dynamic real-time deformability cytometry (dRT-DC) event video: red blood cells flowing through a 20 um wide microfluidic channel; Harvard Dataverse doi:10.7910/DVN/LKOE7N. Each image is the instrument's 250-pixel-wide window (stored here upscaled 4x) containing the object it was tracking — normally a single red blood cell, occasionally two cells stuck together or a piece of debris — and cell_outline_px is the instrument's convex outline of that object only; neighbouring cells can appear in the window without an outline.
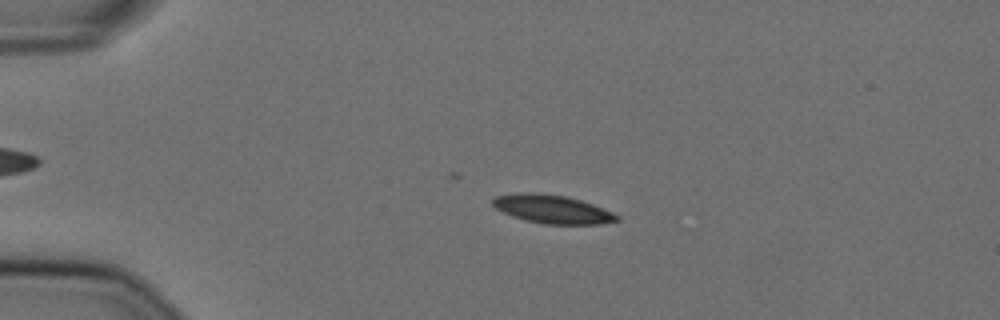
{"species": "Egyptian fruit bat (a non-hibernating species)", "species_latin": "Rousettus aegyptiacus", "temperature_condition": "cold", "stored_images_in_passage": 35, "camera_frame_rate_fps": 3000, "um_per_image_px": 0.085, "animal": {"sex": "female"}, "frame": {"image": 1, "passage_image": 1, "time_ms": 0.0, "image_size_px": [1000, 320], "cell_outline_px": [[620, 220], [600, 224], [544, 224], [512, 216], [496, 208], [492, 204], [492, 200], [496, 196], [520, 192], [540, 192], [568, 196], [592, 204], [612, 212], [620, 216]], "centroid_in_image_um": [46.96, 17.76], "position_along_channel_um": 38.0, "area_um2": 20.58}}
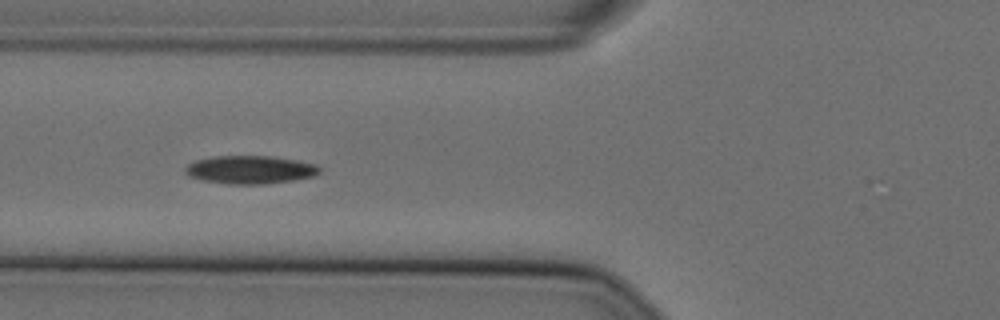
{"frame": {"image": 2, "passage_image": 10, "time_ms": 3.0, "image_size_px": [1000, 320], "cell_outline_px": [[320, 172], [316, 176], [292, 180], [264, 184], [228, 184], [204, 180], [188, 176], [184, 172], [184, 168], [188, 164], [196, 160], [212, 156], [272, 156], [296, 160], [316, 164], [320, 168]], "centroid_in_image_um": [21.26, 14.42], "position_along_channel_um": 104.5, "area_um2": 22.08}}
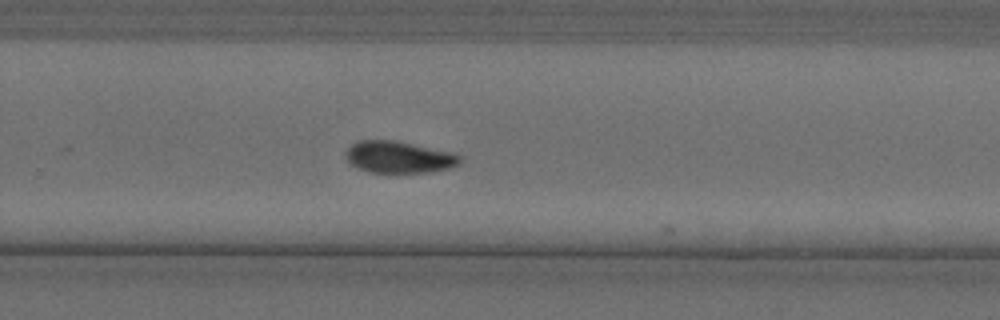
{"frame": {"image": 3, "passage_image": 26, "time_ms": 8.333, "image_size_px": [1000, 320], "cell_outline_px": [[460, 164], [448, 168], [432, 172], [368, 172], [356, 168], [344, 156], [344, 152], [356, 140], [396, 140], [452, 152], [460, 156]], "centroid_in_image_um": [33.87, 13.34], "position_along_channel_um": 295.9, "area_um2": 21.27}}